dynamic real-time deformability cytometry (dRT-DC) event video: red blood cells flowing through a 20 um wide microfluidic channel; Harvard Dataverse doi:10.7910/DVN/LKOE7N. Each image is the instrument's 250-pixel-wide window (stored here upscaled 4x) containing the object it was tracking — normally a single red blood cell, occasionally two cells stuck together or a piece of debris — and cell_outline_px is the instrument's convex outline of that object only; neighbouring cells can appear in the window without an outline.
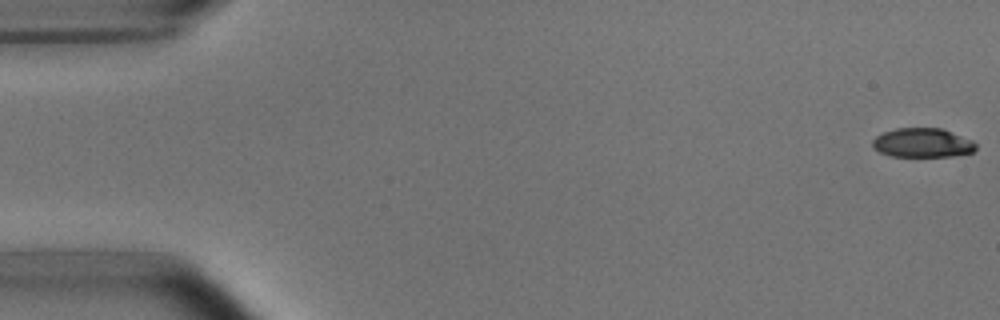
{"species": "common noctule bat (a hibernating species)", "species_latin": "Nyctalus noctula", "temperature_condition": "room temperature", "stored_images_in_passage": 8, "camera_frame_rate_fps": 3000, "um_per_image_px": 0.085, "animal": {"sex": "male", "body_mass_g": 15.6}, "frame": {"image": 1, "passage_image": 1, "time_ms": 0.0, "image_size_px": [1000, 320], "cell_outline_px": [[976, 148], [972, 152], [952, 156], [892, 156], [880, 152], [872, 148], [872, 140], [876, 136], [884, 132], [896, 128], [940, 128], [972, 140], [976, 144]], "centroid_in_image_um": [78.38, 12.14], "position_along_channel_um": 6.6, "area_um2": 17.46}}
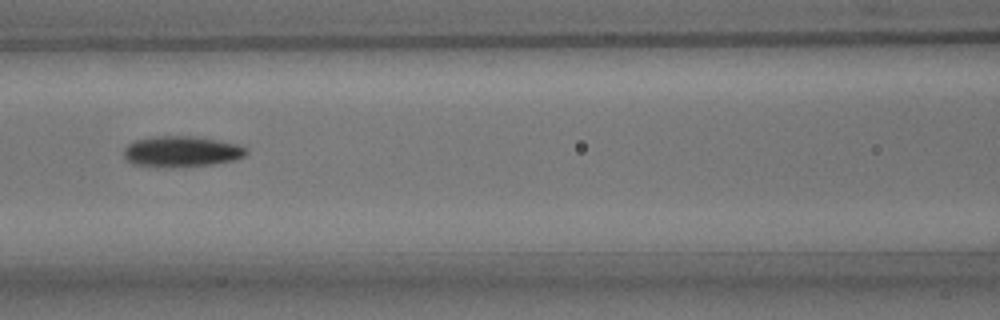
{"frame": {"image": 2, "passage_image": 7, "time_ms": 7.667, "image_size_px": [1000, 320], "cell_outline_px": [[248, 152], [244, 156], [236, 160], [212, 164], [168, 168], [132, 164], [124, 156], [124, 148], [128, 144], [136, 140], [152, 136], [192, 136], [240, 144]], "centroid_in_image_um": [15.42, 12.88], "position_along_channel_um": 151.2, "area_um2": 22.08}}
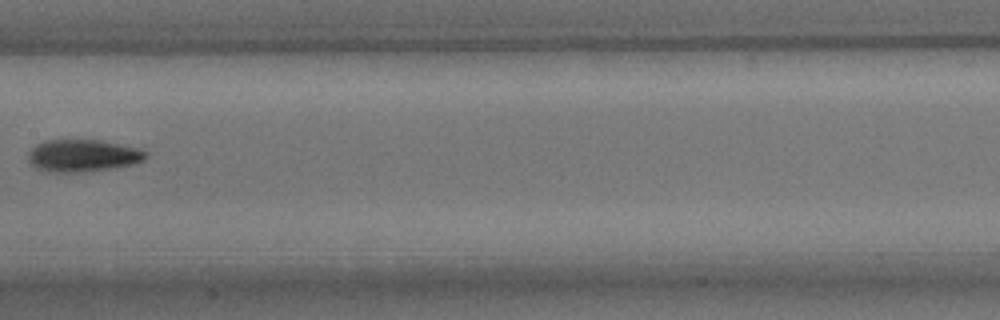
{"frame": {"image": 3, "passage_image": 8, "time_ms": 9.0, "image_size_px": [1000, 320], "cell_outline_px": [[148, 156], [144, 160], [136, 164], [80, 172], [52, 172], [36, 168], [28, 160], [28, 152], [36, 144], [44, 140], [100, 140], [140, 148], [148, 152]], "centroid_in_image_um": [7.06, 13.22], "position_along_channel_um": 200.3, "area_um2": 22.14}}